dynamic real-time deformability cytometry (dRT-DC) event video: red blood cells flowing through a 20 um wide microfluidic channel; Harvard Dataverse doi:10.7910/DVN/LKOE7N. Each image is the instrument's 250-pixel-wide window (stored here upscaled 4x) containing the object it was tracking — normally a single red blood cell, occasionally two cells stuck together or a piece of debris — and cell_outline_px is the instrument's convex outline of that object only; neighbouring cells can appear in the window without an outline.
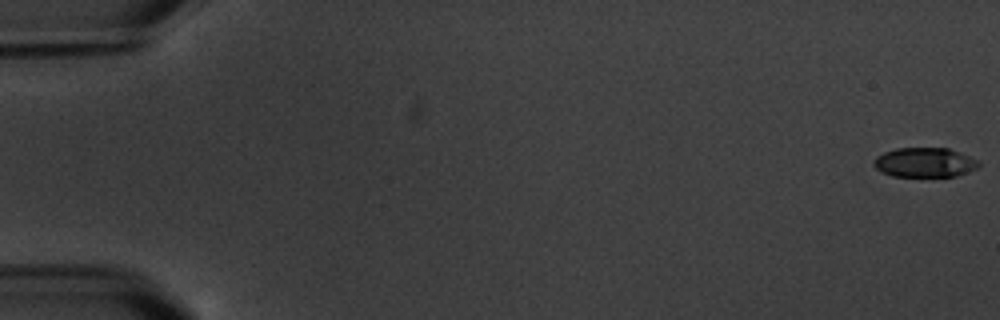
{"species": "common noctule bat (a hibernating species)", "species_latin": "Nyctalus noctula", "temperature_condition": "warm", "stored_images_in_passage": 6, "camera_frame_rate_fps": 3000, "um_per_image_px": 0.085, "animal": {"sex": "male", "body_mass_g": 20.1, "forearm_length_mm": 53.5}, "frame": {"image": 1, "passage_image": 1, "time_ms": 0.0, "image_size_px": [1000, 320], "cell_outline_px": [[980, 164], [976, 168], [956, 176], [892, 176], [876, 168], [872, 164], [872, 160], [876, 156], [884, 152], [896, 148], [948, 148], [968, 156], [976, 160]], "centroid_in_image_um": [78.54, 13.8], "position_along_channel_um": 6.5, "area_um2": 17.86}}
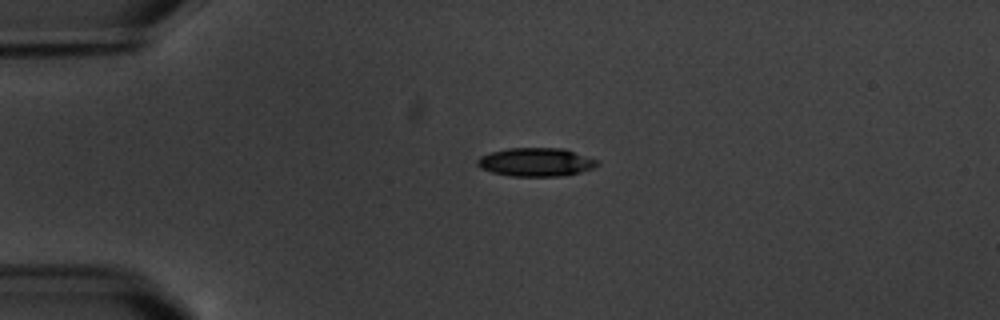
{"frame": {"image": 2, "passage_image": 5, "time_ms": 4.667, "image_size_px": [1000, 320], "cell_outline_px": [[600, 164], [596, 168], [580, 172], [560, 176], [512, 176], [492, 172], [480, 168], [476, 164], [476, 160], [480, 156], [492, 152], [508, 148], [564, 148], [600, 160]], "centroid_in_image_um": [45.6, 13.77], "position_along_channel_um": 39.4, "area_um2": 20.11}}